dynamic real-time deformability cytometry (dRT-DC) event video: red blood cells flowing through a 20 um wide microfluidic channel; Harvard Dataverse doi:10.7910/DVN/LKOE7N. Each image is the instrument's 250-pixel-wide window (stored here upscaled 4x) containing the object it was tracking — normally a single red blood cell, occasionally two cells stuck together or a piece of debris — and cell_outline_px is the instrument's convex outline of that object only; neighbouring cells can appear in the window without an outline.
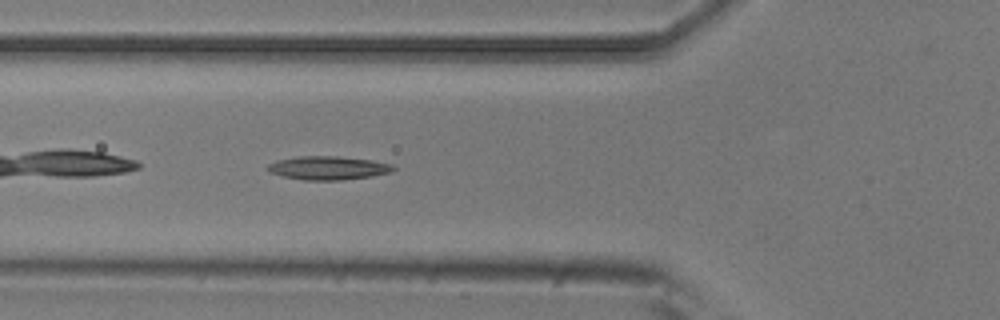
{"species": "common noctule bat (a hibernating species)", "species_latin": "Nyctalus noctula", "temperature_condition": "room temperature", "stored_images_in_passage": 6, "camera_frame_rate_fps": 3000, "um_per_image_px": 0.085, "animal": {"sex": "male", "body_mass_g": 20.5, "forearm_length_mm": 52.5}, "frame": {"image": 1, "passage_image": 6, "time_ms": 1.667, "image_size_px": [1000, 320], "cell_outline_px": [[396, 168], [392, 172], [372, 176], [344, 180], [304, 180], [284, 176], [272, 172], [264, 168], [268, 164], [276, 160], [300, 156], [336, 156], [372, 160], [392, 164]], "centroid_in_image_um": [27.91, 14.27], "position_along_channel_um": 97.9, "area_um2": 17.28}}